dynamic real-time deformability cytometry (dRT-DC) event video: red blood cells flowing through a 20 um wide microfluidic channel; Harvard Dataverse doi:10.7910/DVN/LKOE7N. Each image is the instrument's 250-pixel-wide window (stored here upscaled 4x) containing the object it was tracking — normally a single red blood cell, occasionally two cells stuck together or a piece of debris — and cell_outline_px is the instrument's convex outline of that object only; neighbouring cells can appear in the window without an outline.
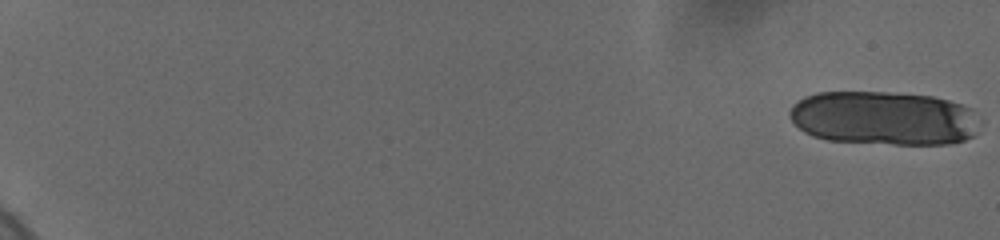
{"species": "human", "species_latin": "Homo sapiens", "temperature_condition": "cold", "stored_images_in_passage": 23, "camera_frame_rate_fps": 3000, "um_per_image_px": 0.085, "donor": {"sex": "female"}, "frame": {"image": 1, "passage_image": 1, "time_ms": 0.0, "image_size_px": [1000, 240], "cell_outline_px": [[976, 136], [964, 140], [948, 144], [896, 144], [828, 140], [812, 136], [804, 132], [792, 120], [788, 112], [792, 104], [804, 96], [816, 92], [888, 92], [932, 96], [948, 100], [972, 108]], "centroid_in_image_um": [75.06, 10.03], "position_along_channel_um": 9.9, "area_um2": 59.65}}